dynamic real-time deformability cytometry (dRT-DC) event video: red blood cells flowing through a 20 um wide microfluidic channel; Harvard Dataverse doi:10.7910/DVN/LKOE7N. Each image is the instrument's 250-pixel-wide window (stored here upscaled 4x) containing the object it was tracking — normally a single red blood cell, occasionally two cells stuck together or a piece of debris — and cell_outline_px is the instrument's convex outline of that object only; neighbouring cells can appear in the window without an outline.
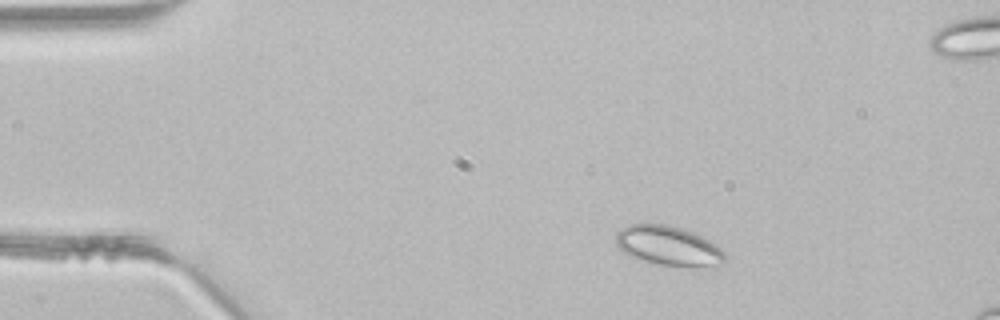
{"species": "common noctule bat (a hibernating species)", "species_latin": "Nyctalus noctula", "temperature_condition": "room temperature", "stored_images_in_passage": 2, "camera_frame_rate_fps": 3000, "um_per_image_px": 0.085, "animal": {"sex": "male", "body_mass_g": 21.5, "forearm_length_mm": 52.0}, "frame": {"image": 1, "passage_image": 1, "time_ms": 0.0, "image_size_px": [1000, 320], "cell_outline_px": [[724, 260], [720, 264], [660, 264], [640, 260], [624, 252], [616, 244], [616, 232], [620, 228], [628, 224], [668, 224], [684, 228], [708, 240], [720, 248], [724, 252]], "centroid_in_image_um": [56.72, 20.83], "position_along_channel_um": 28.3, "area_um2": 24.28}}